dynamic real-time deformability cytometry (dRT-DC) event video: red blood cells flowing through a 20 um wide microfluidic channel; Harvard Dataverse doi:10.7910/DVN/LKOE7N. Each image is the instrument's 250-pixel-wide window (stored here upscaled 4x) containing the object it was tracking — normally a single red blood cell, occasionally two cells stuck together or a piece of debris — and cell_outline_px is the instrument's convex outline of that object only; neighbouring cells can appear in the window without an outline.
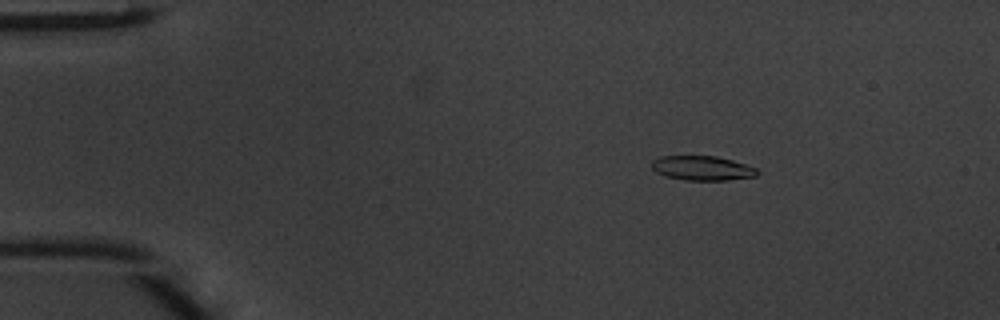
{"species": "common noctule bat (a hibernating species)", "species_latin": "Nyctalus noctula", "temperature_condition": "warm", "stored_images_in_passage": 49, "camera_frame_rate_fps": 3000, "um_per_image_px": 0.085, "animal": {"sex": "male", "body_mass_g": 20.1, "forearm_length_mm": 53.5}, "frame": {"image": 1, "passage_image": 8, "time_ms": 2.333, "image_size_px": [1000, 320], "cell_outline_px": [[760, 172], [756, 176], [728, 180], [684, 180], [664, 176], [656, 172], [652, 168], [652, 160], [660, 156], [716, 156], [732, 160], [756, 168]], "centroid_in_image_um": [59.67, 14.29], "position_along_channel_um": 25.3, "area_um2": 15.09}}
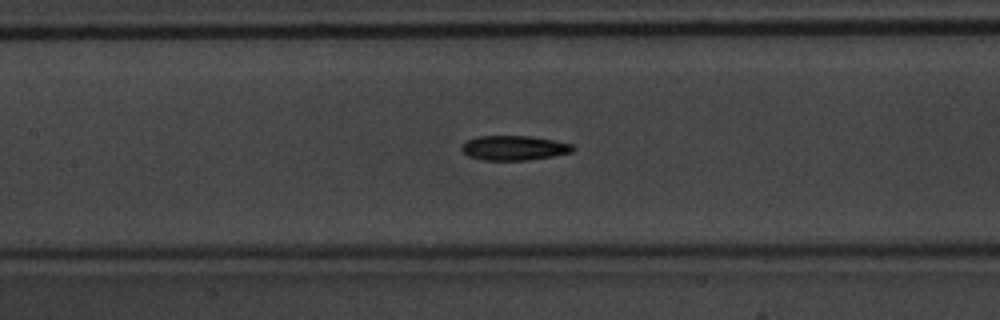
{"frame": {"image": 2, "passage_image": 23, "time_ms": 7.333, "image_size_px": [1000, 320], "cell_outline_px": [[576, 148], [572, 152], [552, 156], [528, 160], [484, 160], [468, 156], [460, 148], [468, 140], [476, 136], [528, 136], [552, 140], [572, 144]], "centroid_in_image_um": [43.7, 12.57], "position_along_channel_um": 163.7, "area_um2": 15.84}}
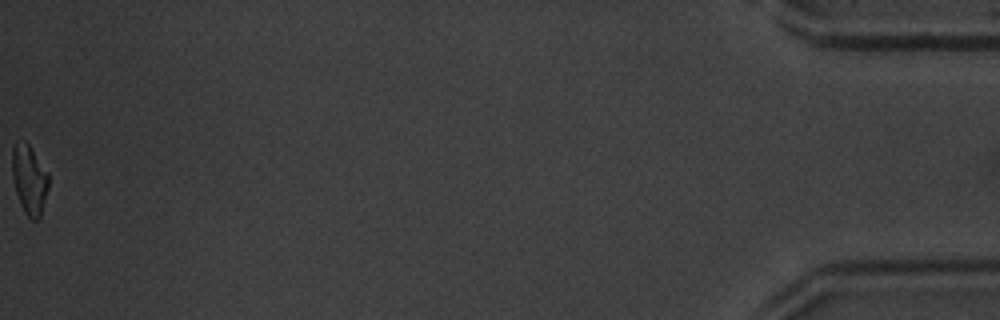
{"frame": {"image": 3, "passage_image": 49, "time_ms": 16.0, "image_size_px": [1000, 320], "cell_outline_px": [[48, 188], [40, 220], [32, 220], [24, 212], [20, 204], [16, 192], [12, 176], [12, 148], [16, 140], [24, 140], [28, 144], [48, 172]], "centroid_in_image_um": [2.48, 15.27], "position_along_channel_um": 432.7, "area_um2": 14.85}, "authors_computed_cell_mechanics": {"area_um2": 15.7216, "velocity_mm_per_s": 4.2166, "shape_relaxation_time_tau1_ms": 3.9031, "shape_relaxation_time_tau2_ms": 7.3384, "deformation_change_tau1": 0.1802, "deformation_change_tau2": 0.179}}